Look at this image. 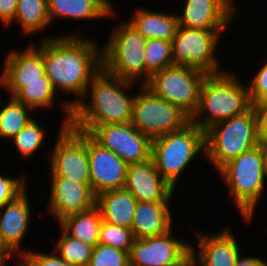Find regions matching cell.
Wrapping results in <instances>:
<instances>
[{
  "label": "cell",
  "mask_w": 267,
  "mask_h": 266,
  "mask_svg": "<svg viewBox=\"0 0 267 266\" xmlns=\"http://www.w3.org/2000/svg\"><path fill=\"white\" fill-rule=\"evenodd\" d=\"M49 37L43 39L45 74L57 93L59 90L77 96L74 101L62 103L66 114L62 123L68 126L72 108L83 99L93 77L102 69V50L93 39L77 34Z\"/></svg>",
  "instance_id": "1"
},
{
  "label": "cell",
  "mask_w": 267,
  "mask_h": 266,
  "mask_svg": "<svg viewBox=\"0 0 267 266\" xmlns=\"http://www.w3.org/2000/svg\"><path fill=\"white\" fill-rule=\"evenodd\" d=\"M133 84L108 74L102 68L87 87L84 97L90 96L91 101L86 103L83 98L72 108L69 125L89 133L96 126L130 123L135 95L129 96L125 90Z\"/></svg>",
  "instance_id": "2"
},
{
  "label": "cell",
  "mask_w": 267,
  "mask_h": 266,
  "mask_svg": "<svg viewBox=\"0 0 267 266\" xmlns=\"http://www.w3.org/2000/svg\"><path fill=\"white\" fill-rule=\"evenodd\" d=\"M231 71L207 74L203 79L199 103L190 121L202 131L228 118L247 112L251 107L248 86L241 84Z\"/></svg>",
  "instance_id": "3"
},
{
  "label": "cell",
  "mask_w": 267,
  "mask_h": 266,
  "mask_svg": "<svg viewBox=\"0 0 267 266\" xmlns=\"http://www.w3.org/2000/svg\"><path fill=\"white\" fill-rule=\"evenodd\" d=\"M118 25L101 48L102 68L114 77L135 83L142 80L139 84L145 85L152 75L144 59L146 39L127 21Z\"/></svg>",
  "instance_id": "4"
},
{
  "label": "cell",
  "mask_w": 267,
  "mask_h": 266,
  "mask_svg": "<svg viewBox=\"0 0 267 266\" xmlns=\"http://www.w3.org/2000/svg\"><path fill=\"white\" fill-rule=\"evenodd\" d=\"M218 174L226 183L244 221H251L267 179L259 145L225 164Z\"/></svg>",
  "instance_id": "5"
},
{
  "label": "cell",
  "mask_w": 267,
  "mask_h": 266,
  "mask_svg": "<svg viewBox=\"0 0 267 266\" xmlns=\"http://www.w3.org/2000/svg\"><path fill=\"white\" fill-rule=\"evenodd\" d=\"M258 145L256 116L251 107L244 114L228 118L205 131L204 156L219 171Z\"/></svg>",
  "instance_id": "6"
},
{
  "label": "cell",
  "mask_w": 267,
  "mask_h": 266,
  "mask_svg": "<svg viewBox=\"0 0 267 266\" xmlns=\"http://www.w3.org/2000/svg\"><path fill=\"white\" fill-rule=\"evenodd\" d=\"M199 152L205 154V132L191 121L180 130L152 140L151 158L174 189L183 170Z\"/></svg>",
  "instance_id": "7"
},
{
  "label": "cell",
  "mask_w": 267,
  "mask_h": 266,
  "mask_svg": "<svg viewBox=\"0 0 267 266\" xmlns=\"http://www.w3.org/2000/svg\"><path fill=\"white\" fill-rule=\"evenodd\" d=\"M139 87L130 123L151 140L180 130L190 122V117L179 107L158 97L145 85Z\"/></svg>",
  "instance_id": "8"
},
{
  "label": "cell",
  "mask_w": 267,
  "mask_h": 266,
  "mask_svg": "<svg viewBox=\"0 0 267 266\" xmlns=\"http://www.w3.org/2000/svg\"><path fill=\"white\" fill-rule=\"evenodd\" d=\"M206 75L195 68L172 65L153 73L145 86L191 118L197 110L201 85Z\"/></svg>",
  "instance_id": "9"
},
{
  "label": "cell",
  "mask_w": 267,
  "mask_h": 266,
  "mask_svg": "<svg viewBox=\"0 0 267 266\" xmlns=\"http://www.w3.org/2000/svg\"><path fill=\"white\" fill-rule=\"evenodd\" d=\"M224 31L184 28L178 25L172 41L173 65L195 68L206 74L224 72L216 57L220 34Z\"/></svg>",
  "instance_id": "10"
},
{
  "label": "cell",
  "mask_w": 267,
  "mask_h": 266,
  "mask_svg": "<svg viewBox=\"0 0 267 266\" xmlns=\"http://www.w3.org/2000/svg\"><path fill=\"white\" fill-rule=\"evenodd\" d=\"M61 124L54 149L48 155L50 175L90 184L88 133Z\"/></svg>",
  "instance_id": "11"
},
{
  "label": "cell",
  "mask_w": 267,
  "mask_h": 266,
  "mask_svg": "<svg viewBox=\"0 0 267 266\" xmlns=\"http://www.w3.org/2000/svg\"><path fill=\"white\" fill-rule=\"evenodd\" d=\"M88 134L127 165L151 159L152 140L131 123L96 126Z\"/></svg>",
  "instance_id": "12"
},
{
  "label": "cell",
  "mask_w": 267,
  "mask_h": 266,
  "mask_svg": "<svg viewBox=\"0 0 267 266\" xmlns=\"http://www.w3.org/2000/svg\"><path fill=\"white\" fill-rule=\"evenodd\" d=\"M164 235L135 239L129 253V266H174L190 252L192 244Z\"/></svg>",
  "instance_id": "13"
},
{
  "label": "cell",
  "mask_w": 267,
  "mask_h": 266,
  "mask_svg": "<svg viewBox=\"0 0 267 266\" xmlns=\"http://www.w3.org/2000/svg\"><path fill=\"white\" fill-rule=\"evenodd\" d=\"M88 160L91 189L96 196L124 188L128 165L111 150L98 144L89 134Z\"/></svg>",
  "instance_id": "14"
},
{
  "label": "cell",
  "mask_w": 267,
  "mask_h": 266,
  "mask_svg": "<svg viewBox=\"0 0 267 266\" xmlns=\"http://www.w3.org/2000/svg\"><path fill=\"white\" fill-rule=\"evenodd\" d=\"M234 0H185L178 24L184 28L227 30L237 12Z\"/></svg>",
  "instance_id": "15"
},
{
  "label": "cell",
  "mask_w": 267,
  "mask_h": 266,
  "mask_svg": "<svg viewBox=\"0 0 267 266\" xmlns=\"http://www.w3.org/2000/svg\"><path fill=\"white\" fill-rule=\"evenodd\" d=\"M51 185L50 204L47 208L58 223L96 205V195L91 184L78 183L65 177H51Z\"/></svg>",
  "instance_id": "16"
},
{
  "label": "cell",
  "mask_w": 267,
  "mask_h": 266,
  "mask_svg": "<svg viewBox=\"0 0 267 266\" xmlns=\"http://www.w3.org/2000/svg\"><path fill=\"white\" fill-rule=\"evenodd\" d=\"M124 189L137 202H170L175 191L162 178L152 158L128 165Z\"/></svg>",
  "instance_id": "17"
},
{
  "label": "cell",
  "mask_w": 267,
  "mask_h": 266,
  "mask_svg": "<svg viewBox=\"0 0 267 266\" xmlns=\"http://www.w3.org/2000/svg\"><path fill=\"white\" fill-rule=\"evenodd\" d=\"M27 192L25 189L13 201L0 208V239L14 256L18 255L17 257L25 253L20 246L31 219Z\"/></svg>",
  "instance_id": "18"
},
{
  "label": "cell",
  "mask_w": 267,
  "mask_h": 266,
  "mask_svg": "<svg viewBox=\"0 0 267 266\" xmlns=\"http://www.w3.org/2000/svg\"><path fill=\"white\" fill-rule=\"evenodd\" d=\"M41 41L39 47L29 46L23 51L12 50L7 54L0 82L50 81L45 74Z\"/></svg>",
  "instance_id": "19"
},
{
  "label": "cell",
  "mask_w": 267,
  "mask_h": 266,
  "mask_svg": "<svg viewBox=\"0 0 267 266\" xmlns=\"http://www.w3.org/2000/svg\"><path fill=\"white\" fill-rule=\"evenodd\" d=\"M224 229V230H223ZM222 232L205 234L196 231L199 254L195 257L199 266H235L240 255V249L234 234L230 229L223 228Z\"/></svg>",
  "instance_id": "20"
},
{
  "label": "cell",
  "mask_w": 267,
  "mask_h": 266,
  "mask_svg": "<svg viewBox=\"0 0 267 266\" xmlns=\"http://www.w3.org/2000/svg\"><path fill=\"white\" fill-rule=\"evenodd\" d=\"M169 202H137L132 231L135 239L157 237L172 229Z\"/></svg>",
  "instance_id": "21"
},
{
  "label": "cell",
  "mask_w": 267,
  "mask_h": 266,
  "mask_svg": "<svg viewBox=\"0 0 267 266\" xmlns=\"http://www.w3.org/2000/svg\"><path fill=\"white\" fill-rule=\"evenodd\" d=\"M137 200L127 190L118 189L96 196L103 221L131 229Z\"/></svg>",
  "instance_id": "22"
},
{
  "label": "cell",
  "mask_w": 267,
  "mask_h": 266,
  "mask_svg": "<svg viewBox=\"0 0 267 266\" xmlns=\"http://www.w3.org/2000/svg\"><path fill=\"white\" fill-rule=\"evenodd\" d=\"M128 23L147 39L172 42L178 28L177 14H166L149 9H136Z\"/></svg>",
  "instance_id": "23"
},
{
  "label": "cell",
  "mask_w": 267,
  "mask_h": 266,
  "mask_svg": "<svg viewBox=\"0 0 267 266\" xmlns=\"http://www.w3.org/2000/svg\"><path fill=\"white\" fill-rule=\"evenodd\" d=\"M0 87L8 90L10 96L33 111L51 108L55 104V93L51 81L0 82Z\"/></svg>",
  "instance_id": "24"
},
{
  "label": "cell",
  "mask_w": 267,
  "mask_h": 266,
  "mask_svg": "<svg viewBox=\"0 0 267 266\" xmlns=\"http://www.w3.org/2000/svg\"><path fill=\"white\" fill-rule=\"evenodd\" d=\"M102 221L100 210L95 205L89 210L64 218L59 226L68 236L95 247L99 242Z\"/></svg>",
  "instance_id": "25"
},
{
  "label": "cell",
  "mask_w": 267,
  "mask_h": 266,
  "mask_svg": "<svg viewBox=\"0 0 267 266\" xmlns=\"http://www.w3.org/2000/svg\"><path fill=\"white\" fill-rule=\"evenodd\" d=\"M50 21L55 18L94 20L109 18L110 13L96 0H47Z\"/></svg>",
  "instance_id": "26"
},
{
  "label": "cell",
  "mask_w": 267,
  "mask_h": 266,
  "mask_svg": "<svg viewBox=\"0 0 267 266\" xmlns=\"http://www.w3.org/2000/svg\"><path fill=\"white\" fill-rule=\"evenodd\" d=\"M15 21L20 24L25 36L48 28L51 21L47 0H19L13 23Z\"/></svg>",
  "instance_id": "27"
},
{
  "label": "cell",
  "mask_w": 267,
  "mask_h": 266,
  "mask_svg": "<svg viewBox=\"0 0 267 266\" xmlns=\"http://www.w3.org/2000/svg\"><path fill=\"white\" fill-rule=\"evenodd\" d=\"M10 98L7 105L0 104V139L4 138L5 140H11L33 119V116L28 115L33 112L31 108L17 102L12 97Z\"/></svg>",
  "instance_id": "28"
},
{
  "label": "cell",
  "mask_w": 267,
  "mask_h": 266,
  "mask_svg": "<svg viewBox=\"0 0 267 266\" xmlns=\"http://www.w3.org/2000/svg\"><path fill=\"white\" fill-rule=\"evenodd\" d=\"M61 236L56 240L55 253L74 266H88L94 246L68 236L60 228Z\"/></svg>",
  "instance_id": "29"
},
{
  "label": "cell",
  "mask_w": 267,
  "mask_h": 266,
  "mask_svg": "<svg viewBox=\"0 0 267 266\" xmlns=\"http://www.w3.org/2000/svg\"><path fill=\"white\" fill-rule=\"evenodd\" d=\"M34 119L35 118L30 120L18 134L10 140L14 143L13 145L16 147L18 153L24 158H30L36 151H39L46 138L47 132H45L44 127Z\"/></svg>",
  "instance_id": "30"
},
{
  "label": "cell",
  "mask_w": 267,
  "mask_h": 266,
  "mask_svg": "<svg viewBox=\"0 0 267 266\" xmlns=\"http://www.w3.org/2000/svg\"><path fill=\"white\" fill-rule=\"evenodd\" d=\"M144 59L146 62V69L151 74L172 66V42L154 38L147 39Z\"/></svg>",
  "instance_id": "31"
},
{
  "label": "cell",
  "mask_w": 267,
  "mask_h": 266,
  "mask_svg": "<svg viewBox=\"0 0 267 266\" xmlns=\"http://www.w3.org/2000/svg\"><path fill=\"white\" fill-rule=\"evenodd\" d=\"M134 240L132 229L102 221L98 243L130 253Z\"/></svg>",
  "instance_id": "32"
},
{
  "label": "cell",
  "mask_w": 267,
  "mask_h": 266,
  "mask_svg": "<svg viewBox=\"0 0 267 266\" xmlns=\"http://www.w3.org/2000/svg\"><path fill=\"white\" fill-rule=\"evenodd\" d=\"M88 266H129V253L98 243Z\"/></svg>",
  "instance_id": "33"
},
{
  "label": "cell",
  "mask_w": 267,
  "mask_h": 266,
  "mask_svg": "<svg viewBox=\"0 0 267 266\" xmlns=\"http://www.w3.org/2000/svg\"><path fill=\"white\" fill-rule=\"evenodd\" d=\"M26 181L22 176L13 178L0 175V208L13 201L26 189Z\"/></svg>",
  "instance_id": "34"
},
{
  "label": "cell",
  "mask_w": 267,
  "mask_h": 266,
  "mask_svg": "<svg viewBox=\"0 0 267 266\" xmlns=\"http://www.w3.org/2000/svg\"><path fill=\"white\" fill-rule=\"evenodd\" d=\"M25 251L20 257L22 266H74L60 258L55 251L46 254L39 251Z\"/></svg>",
  "instance_id": "35"
},
{
  "label": "cell",
  "mask_w": 267,
  "mask_h": 266,
  "mask_svg": "<svg viewBox=\"0 0 267 266\" xmlns=\"http://www.w3.org/2000/svg\"><path fill=\"white\" fill-rule=\"evenodd\" d=\"M248 85L251 104L260 103L267 100V61L254 74Z\"/></svg>",
  "instance_id": "36"
},
{
  "label": "cell",
  "mask_w": 267,
  "mask_h": 266,
  "mask_svg": "<svg viewBox=\"0 0 267 266\" xmlns=\"http://www.w3.org/2000/svg\"><path fill=\"white\" fill-rule=\"evenodd\" d=\"M257 122L258 142L267 141V100L252 105Z\"/></svg>",
  "instance_id": "37"
},
{
  "label": "cell",
  "mask_w": 267,
  "mask_h": 266,
  "mask_svg": "<svg viewBox=\"0 0 267 266\" xmlns=\"http://www.w3.org/2000/svg\"><path fill=\"white\" fill-rule=\"evenodd\" d=\"M19 0H0V21L4 26L13 24Z\"/></svg>",
  "instance_id": "38"
},
{
  "label": "cell",
  "mask_w": 267,
  "mask_h": 266,
  "mask_svg": "<svg viewBox=\"0 0 267 266\" xmlns=\"http://www.w3.org/2000/svg\"><path fill=\"white\" fill-rule=\"evenodd\" d=\"M242 255H239L235 266H267L266 260H263L261 257L257 256H248V257H241Z\"/></svg>",
  "instance_id": "39"
},
{
  "label": "cell",
  "mask_w": 267,
  "mask_h": 266,
  "mask_svg": "<svg viewBox=\"0 0 267 266\" xmlns=\"http://www.w3.org/2000/svg\"><path fill=\"white\" fill-rule=\"evenodd\" d=\"M195 247L191 246V252L174 266H199V263L195 257Z\"/></svg>",
  "instance_id": "40"
},
{
  "label": "cell",
  "mask_w": 267,
  "mask_h": 266,
  "mask_svg": "<svg viewBox=\"0 0 267 266\" xmlns=\"http://www.w3.org/2000/svg\"><path fill=\"white\" fill-rule=\"evenodd\" d=\"M9 257H13V254L8 250V248L2 243L0 239V262H7Z\"/></svg>",
  "instance_id": "41"
},
{
  "label": "cell",
  "mask_w": 267,
  "mask_h": 266,
  "mask_svg": "<svg viewBox=\"0 0 267 266\" xmlns=\"http://www.w3.org/2000/svg\"><path fill=\"white\" fill-rule=\"evenodd\" d=\"M259 147H260L262 154H263L264 168H265V173H266V177H267V141L266 142H260Z\"/></svg>",
  "instance_id": "42"
},
{
  "label": "cell",
  "mask_w": 267,
  "mask_h": 266,
  "mask_svg": "<svg viewBox=\"0 0 267 266\" xmlns=\"http://www.w3.org/2000/svg\"><path fill=\"white\" fill-rule=\"evenodd\" d=\"M96 1H98L111 14V17H113V14H116V12L114 11L115 9L114 7H112L113 5H111L112 3L110 2V0H96Z\"/></svg>",
  "instance_id": "43"
},
{
  "label": "cell",
  "mask_w": 267,
  "mask_h": 266,
  "mask_svg": "<svg viewBox=\"0 0 267 266\" xmlns=\"http://www.w3.org/2000/svg\"><path fill=\"white\" fill-rule=\"evenodd\" d=\"M0 266H6V262H0Z\"/></svg>",
  "instance_id": "44"
},
{
  "label": "cell",
  "mask_w": 267,
  "mask_h": 266,
  "mask_svg": "<svg viewBox=\"0 0 267 266\" xmlns=\"http://www.w3.org/2000/svg\"><path fill=\"white\" fill-rule=\"evenodd\" d=\"M18 266H22V265H21V260L18 262Z\"/></svg>",
  "instance_id": "45"
}]
</instances>
